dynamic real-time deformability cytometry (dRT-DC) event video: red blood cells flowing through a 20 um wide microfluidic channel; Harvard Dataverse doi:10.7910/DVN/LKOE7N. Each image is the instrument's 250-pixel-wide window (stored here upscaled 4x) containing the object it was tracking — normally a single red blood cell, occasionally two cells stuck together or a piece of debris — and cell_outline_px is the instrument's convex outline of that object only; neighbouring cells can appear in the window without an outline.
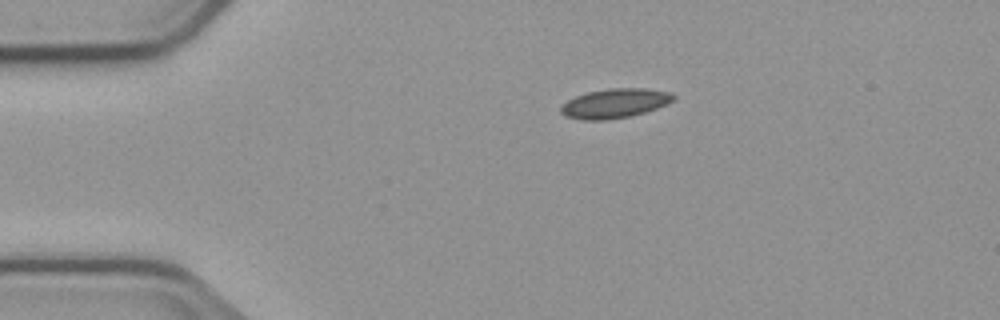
{"species": "common noctule bat (a hibernating species)", "species_latin": "Nyctalus noctula", "temperature_condition": "cold", "stored_images_in_passage": 13, "camera_frame_rate_fps": 3000, "um_per_image_px": 0.085, "animal": {"sex": "male", "body_mass_g": 23.1, "forearm_length_mm": 52.7}, "frame": {"image": 1, "passage_image": 1, "time_ms": 0.0, "image_size_px": [1000, 320], "cell_outline_px": [[676, 96], [668, 104], [644, 112], [628, 116], [604, 120], [584, 120], [564, 116], [560, 112], [560, 108], [568, 100], [576, 96], [588, 92], [608, 88], [644, 88], [672, 92]], "centroid_in_image_um": [52.26, 8.77], "position_along_channel_um": 32.7, "area_um2": 19.19}}
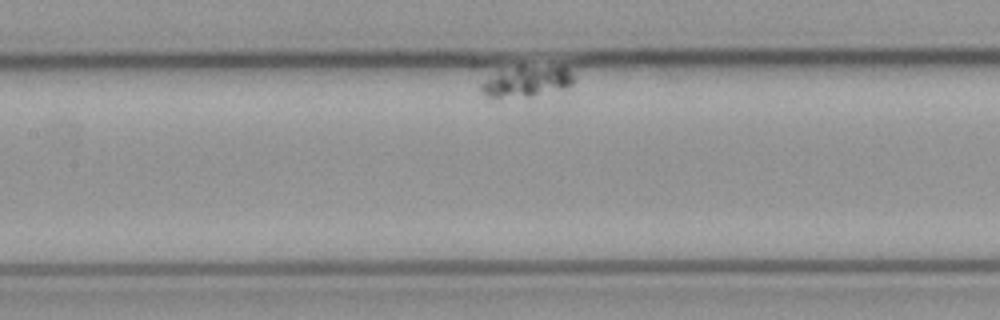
{"frame": {"image": 2, "passage_image": 6, "time_ms": 7.0, "image_size_px": [1000, 320], "cell_outline_px": [[572, 84], [564, 88], [532, 96], [496, 100], [488, 100], [480, 92], [480, 84], [500, 68], [520, 64], [560, 64], [568, 68], [572, 76]], "centroid_in_image_um": [44.67, 6.89], "position_along_channel_um": 162.7, "area_um2": 18.15}}
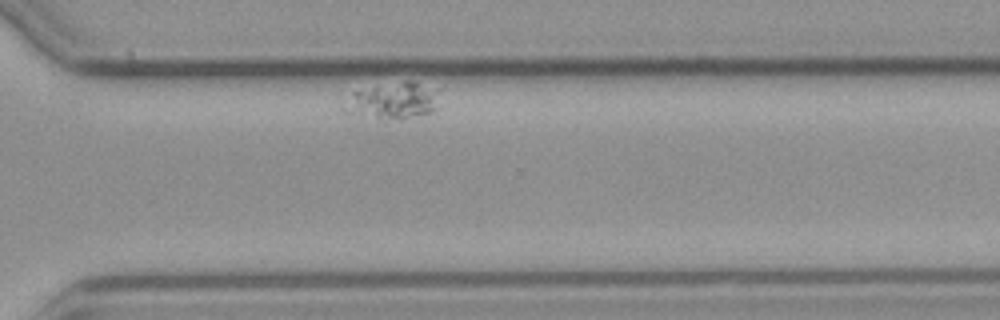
{"frame": {"image": 3, "passage_image": 13, "time_ms": 15.333, "image_size_px": [1000, 320], "cell_outline_px": [[444, 88], [436, 108], [432, 112], [400, 120], [380, 120], [344, 112], [340, 108], [352, 92], [404, 80], [408, 80]], "centroid_in_image_um": [33.49, 8.57], "position_along_channel_um": 337.1, "area_um2": 21.21}}